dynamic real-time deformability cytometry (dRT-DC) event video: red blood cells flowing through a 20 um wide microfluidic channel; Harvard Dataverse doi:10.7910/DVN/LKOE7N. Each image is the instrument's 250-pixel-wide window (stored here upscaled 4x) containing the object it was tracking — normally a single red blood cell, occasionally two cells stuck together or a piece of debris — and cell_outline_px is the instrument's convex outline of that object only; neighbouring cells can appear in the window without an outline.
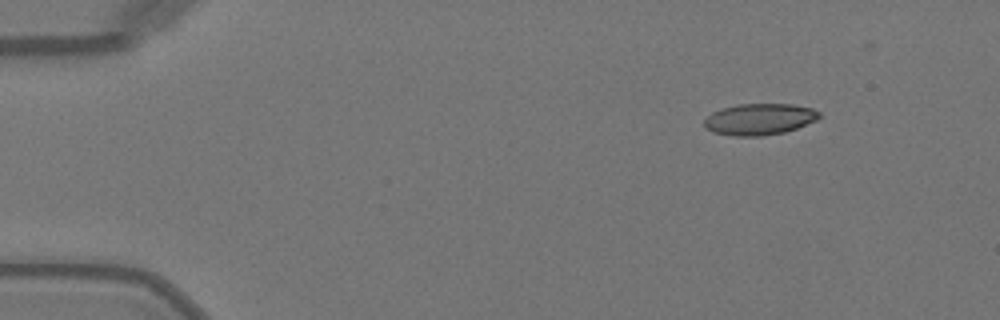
{"species": "Egyptian fruit bat (a non-hibernating species)", "species_latin": "Rousettus aegyptiacus", "temperature_condition": "warm", "stored_images_in_passage": 45, "camera_frame_rate_fps": 3000, "um_per_image_px": 0.085, "animal": {"sex": "female"}, "frame": {"image": 1, "passage_image": 1, "time_ms": 0.0, "image_size_px": [1000, 320], "cell_outline_px": [[824, 116], [816, 120], [796, 128], [784, 132], [764, 136], [736, 136], [712, 132], [704, 128], [704, 120], [712, 112], [720, 108], [736, 104], [792, 104], [812, 108], [820, 112]], "centroid_in_image_um": [64.55, 10.13], "position_along_channel_um": 20.5, "area_um2": 21.27}}
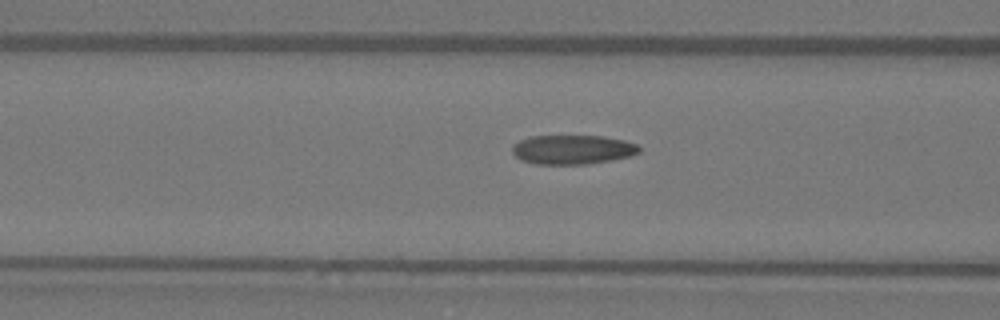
{"frame": {"image": 2, "passage_image": 15, "time_ms": 4.667, "image_size_px": [1000, 320], "cell_outline_px": [[640, 152], [632, 156], [612, 160], [588, 164], [536, 164], [520, 160], [512, 152], [512, 144], [528, 136], [604, 136], [624, 140], [636, 144], [640, 148]], "centroid_in_image_um": [48.66, 12.71], "position_along_channel_um": 117.9, "area_um2": 21.85}}
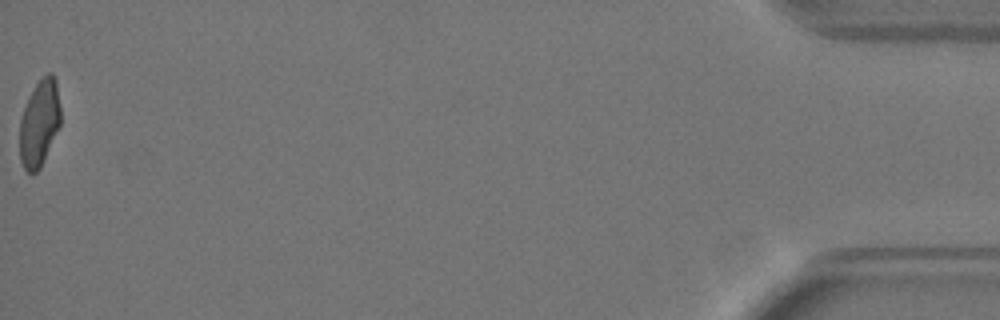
{"frame": {"image": 3, "passage_image": 45, "time_ms": 14.667, "image_size_px": [1000, 320], "cell_outline_px": [[60, 124], [40, 168], [36, 172], [28, 172], [24, 168], [20, 160], [20, 120], [28, 96], [36, 84], [48, 72], [52, 72], [56, 80], [60, 108]], "centroid_in_image_um": [3.34, 10.44], "position_along_channel_um": 431.9, "area_um2": 20.4}, "authors_computed_cell_mechanics": {"area_um2": 21.7906, "velocity_mm_per_s": 4.0968, "shape_relaxation_time_tau1_ms": null, "shape_relaxation_time_tau2_ms": 1.2949, "deformation_change_tau1": null, "deformation_change_tau2": 0.0863}}